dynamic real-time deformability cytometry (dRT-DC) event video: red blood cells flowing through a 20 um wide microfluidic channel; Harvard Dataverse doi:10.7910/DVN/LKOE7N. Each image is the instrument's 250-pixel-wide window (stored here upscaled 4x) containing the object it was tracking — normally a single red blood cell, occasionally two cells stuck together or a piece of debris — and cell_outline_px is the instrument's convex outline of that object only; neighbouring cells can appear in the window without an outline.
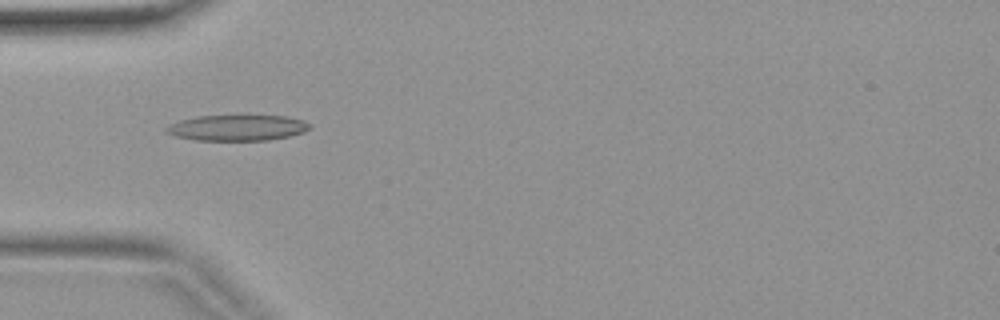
{"species": "common noctule bat (a hibernating species)", "species_latin": "Nyctalus noctula", "temperature_condition": "warm", "stored_images_in_passage": 5, "camera_frame_rate_fps": 3000, "um_per_image_px": 0.085, "animal": {"sex": "female", "body_mass_g": 19.9}, "frame": {"image": 1, "passage_image": 4, "time_ms": 1.0, "image_size_px": [1000, 320], "cell_outline_px": [[312, 128], [304, 132], [288, 136], [268, 140], [192, 140], [176, 136], [164, 132], [164, 128], [168, 124], [180, 120], [196, 116], [288, 116], [304, 120], [312, 124]], "centroid_in_image_um": [20.16, 10.86], "position_along_channel_um": 64.8, "area_um2": 21.73}}
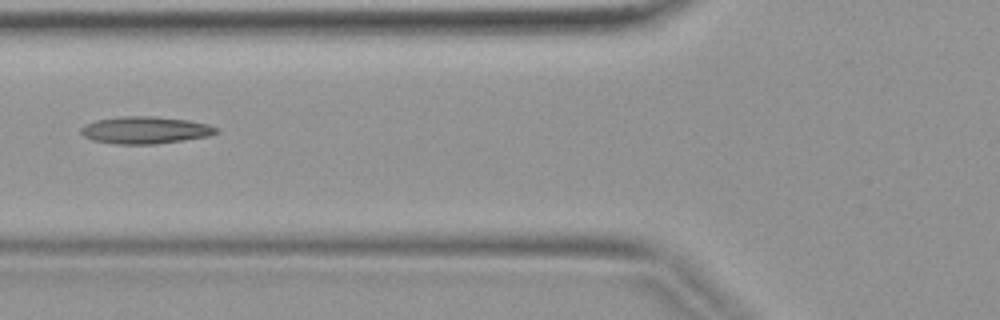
{"frame": {"image": 2, "passage_image": 5, "time_ms": 1.333, "image_size_px": [1000, 320], "cell_outline_px": [[220, 132], [208, 136], [184, 140], [156, 144], [116, 144], [92, 140], [84, 136], [80, 132], [80, 128], [96, 120], [120, 116], [156, 116], [188, 120], [208, 124], [216, 128]], "centroid_in_image_um": [12.35, 11.06], "position_along_channel_um": 113.4, "area_um2": 21.44}}